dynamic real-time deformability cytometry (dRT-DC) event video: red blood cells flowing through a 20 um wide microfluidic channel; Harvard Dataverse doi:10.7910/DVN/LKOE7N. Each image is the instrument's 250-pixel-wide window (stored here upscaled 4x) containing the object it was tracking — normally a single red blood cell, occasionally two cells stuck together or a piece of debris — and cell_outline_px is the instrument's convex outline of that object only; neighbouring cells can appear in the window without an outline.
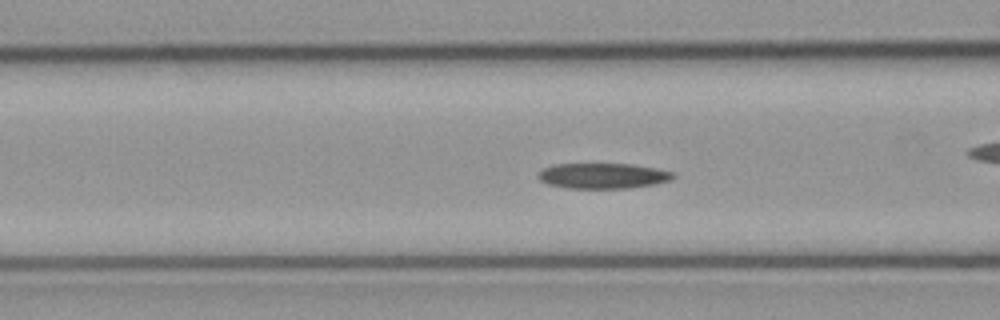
{"species": "common noctule bat (a hibernating species)", "species_latin": "Nyctalus noctula", "temperature_condition": "cold", "stored_images_in_passage": 43, "camera_frame_rate_fps": 3000, "um_per_image_px": 0.085, "animal": {"sex": "male", "body_mass_g": 23.1, "forearm_length_mm": 52.7}, "frame": {"image": 1, "passage_image": 13, "time_ms": 4.0, "image_size_px": [1000, 320], "cell_outline_px": [[676, 176], [672, 180], [656, 184], [624, 188], [568, 188], [548, 184], [540, 180], [536, 176], [544, 168], [552, 164], [632, 164], [672, 172]], "centroid_in_image_um": [51.23, 14.94], "position_along_channel_um": 115.4, "area_um2": 19.88}, "authors_computed_cell_mechanics": {"area_um2": 20.1144, "velocity_mm_per_s": 3.7806, "shape_relaxation_time_tau1_ms": null, "shape_relaxation_time_tau2_ms": 3.1587, "deformation_change_tau1": null, "deformation_change_tau2": 0.0894}}